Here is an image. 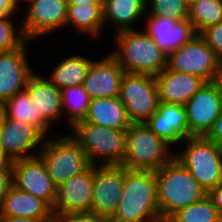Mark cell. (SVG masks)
<instances>
[{
    "instance_id": "cell-35",
    "label": "cell",
    "mask_w": 222,
    "mask_h": 222,
    "mask_svg": "<svg viewBox=\"0 0 222 222\" xmlns=\"http://www.w3.org/2000/svg\"><path fill=\"white\" fill-rule=\"evenodd\" d=\"M205 137L222 149V111Z\"/></svg>"
},
{
    "instance_id": "cell-37",
    "label": "cell",
    "mask_w": 222,
    "mask_h": 222,
    "mask_svg": "<svg viewBox=\"0 0 222 222\" xmlns=\"http://www.w3.org/2000/svg\"><path fill=\"white\" fill-rule=\"evenodd\" d=\"M207 195L211 198L220 216H222V183L211 189Z\"/></svg>"
},
{
    "instance_id": "cell-6",
    "label": "cell",
    "mask_w": 222,
    "mask_h": 222,
    "mask_svg": "<svg viewBox=\"0 0 222 222\" xmlns=\"http://www.w3.org/2000/svg\"><path fill=\"white\" fill-rule=\"evenodd\" d=\"M125 134L128 144L121 166L127 169L157 171L174 157L170 146L144 122H132Z\"/></svg>"
},
{
    "instance_id": "cell-31",
    "label": "cell",
    "mask_w": 222,
    "mask_h": 222,
    "mask_svg": "<svg viewBox=\"0 0 222 222\" xmlns=\"http://www.w3.org/2000/svg\"><path fill=\"white\" fill-rule=\"evenodd\" d=\"M146 13L180 21L188 19V5L185 0H146Z\"/></svg>"
},
{
    "instance_id": "cell-2",
    "label": "cell",
    "mask_w": 222,
    "mask_h": 222,
    "mask_svg": "<svg viewBox=\"0 0 222 222\" xmlns=\"http://www.w3.org/2000/svg\"><path fill=\"white\" fill-rule=\"evenodd\" d=\"M155 174L160 216L170 217L208 194L174 157Z\"/></svg>"
},
{
    "instance_id": "cell-24",
    "label": "cell",
    "mask_w": 222,
    "mask_h": 222,
    "mask_svg": "<svg viewBox=\"0 0 222 222\" xmlns=\"http://www.w3.org/2000/svg\"><path fill=\"white\" fill-rule=\"evenodd\" d=\"M102 11L104 26L111 22L115 33L133 30L146 14V0H104Z\"/></svg>"
},
{
    "instance_id": "cell-27",
    "label": "cell",
    "mask_w": 222,
    "mask_h": 222,
    "mask_svg": "<svg viewBox=\"0 0 222 222\" xmlns=\"http://www.w3.org/2000/svg\"><path fill=\"white\" fill-rule=\"evenodd\" d=\"M93 59L82 55H73L58 62L46 79L59 89L81 86Z\"/></svg>"
},
{
    "instance_id": "cell-33",
    "label": "cell",
    "mask_w": 222,
    "mask_h": 222,
    "mask_svg": "<svg viewBox=\"0 0 222 222\" xmlns=\"http://www.w3.org/2000/svg\"><path fill=\"white\" fill-rule=\"evenodd\" d=\"M199 35L206 41L217 58L222 62V21L206 27Z\"/></svg>"
},
{
    "instance_id": "cell-14",
    "label": "cell",
    "mask_w": 222,
    "mask_h": 222,
    "mask_svg": "<svg viewBox=\"0 0 222 222\" xmlns=\"http://www.w3.org/2000/svg\"><path fill=\"white\" fill-rule=\"evenodd\" d=\"M44 139L32 124L6 118L0 113V145L11 161L38 155L37 150L36 153L30 151L41 148Z\"/></svg>"
},
{
    "instance_id": "cell-22",
    "label": "cell",
    "mask_w": 222,
    "mask_h": 222,
    "mask_svg": "<svg viewBox=\"0 0 222 222\" xmlns=\"http://www.w3.org/2000/svg\"><path fill=\"white\" fill-rule=\"evenodd\" d=\"M25 89L28 91L31 102L52 125L54 121L64 116L62 109V91L51 84L43 76L34 73L28 80Z\"/></svg>"
},
{
    "instance_id": "cell-11",
    "label": "cell",
    "mask_w": 222,
    "mask_h": 222,
    "mask_svg": "<svg viewBox=\"0 0 222 222\" xmlns=\"http://www.w3.org/2000/svg\"><path fill=\"white\" fill-rule=\"evenodd\" d=\"M28 3L27 15L19 23L28 41L65 27L67 0H30Z\"/></svg>"
},
{
    "instance_id": "cell-23",
    "label": "cell",
    "mask_w": 222,
    "mask_h": 222,
    "mask_svg": "<svg viewBox=\"0 0 222 222\" xmlns=\"http://www.w3.org/2000/svg\"><path fill=\"white\" fill-rule=\"evenodd\" d=\"M83 121L121 131L132 124L119 96L90 99L89 111Z\"/></svg>"
},
{
    "instance_id": "cell-42",
    "label": "cell",
    "mask_w": 222,
    "mask_h": 222,
    "mask_svg": "<svg viewBox=\"0 0 222 222\" xmlns=\"http://www.w3.org/2000/svg\"><path fill=\"white\" fill-rule=\"evenodd\" d=\"M214 82L218 86V89L220 91V95L222 98V68H221L220 72L217 74V76L215 77Z\"/></svg>"
},
{
    "instance_id": "cell-40",
    "label": "cell",
    "mask_w": 222,
    "mask_h": 222,
    "mask_svg": "<svg viewBox=\"0 0 222 222\" xmlns=\"http://www.w3.org/2000/svg\"><path fill=\"white\" fill-rule=\"evenodd\" d=\"M0 222H41V221L26 217L0 216Z\"/></svg>"
},
{
    "instance_id": "cell-17",
    "label": "cell",
    "mask_w": 222,
    "mask_h": 222,
    "mask_svg": "<svg viewBox=\"0 0 222 222\" xmlns=\"http://www.w3.org/2000/svg\"><path fill=\"white\" fill-rule=\"evenodd\" d=\"M27 42L20 48L0 52V106L25 89L29 78L36 72L27 58Z\"/></svg>"
},
{
    "instance_id": "cell-41",
    "label": "cell",
    "mask_w": 222,
    "mask_h": 222,
    "mask_svg": "<svg viewBox=\"0 0 222 222\" xmlns=\"http://www.w3.org/2000/svg\"><path fill=\"white\" fill-rule=\"evenodd\" d=\"M104 0H67L68 4H103Z\"/></svg>"
},
{
    "instance_id": "cell-36",
    "label": "cell",
    "mask_w": 222,
    "mask_h": 222,
    "mask_svg": "<svg viewBox=\"0 0 222 222\" xmlns=\"http://www.w3.org/2000/svg\"><path fill=\"white\" fill-rule=\"evenodd\" d=\"M12 185V170H0V208L3 198Z\"/></svg>"
},
{
    "instance_id": "cell-39",
    "label": "cell",
    "mask_w": 222,
    "mask_h": 222,
    "mask_svg": "<svg viewBox=\"0 0 222 222\" xmlns=\"http://www.w3.org/2000/svg\"><path fill=\"white\" fill-rule=\"evenodd\" d=\"M12 161L8 158L0 145V170H12Z\"/></svg>"
},
{
    "instance_id": "cell-9",
    "label": "cell",
    "mask_w": 222,
    "mask_h": 222,
    "mask_svg": "<svg viewBox=\"0 0 222 222\" xmlns=\"http://www.w3.org/2000/svg\"><path fill=\"white\" fill-rule=\"evenodd\" d=\"M119 97L132 122H145L156 112L159 104L155 77L150 74L125 72Z\"/></svg>"
},
{
    "instance_id": "cell-20",
    "label": "cell",
    "mask_w": 222,
    "mask_h": 222,
    "mask_svg": "<svg viewBox=\"0 0 222 222\" xmlns=\"http://www.w3.org/2000/svg\"><path fill=\"white\" fill-rule=\"evenodd\" d=\"M159 102L185 106L191 97L203 86L200 77L180 73L165 67L155 76Z\"/></svg>"
},
{
    "instance_id": "cell-38",
    "label": "cell",
    "mask_w": 222,
    "mask_h": 222,
    "mask_svg": "<svg viewBox=\"0 0 222 222\" xmlns=\"http://www.w3.org/2000/svg\"><path fill=\"white\" fill-rule=\"evenodd\" d=\"M17 7L13 0H0V18L16 14Z\"/></svg>"
},
{
    "instance_id": "cell-5",
    "label": "cell",
    "mask_w": 222,
    "mask_h": 222,
    "mask_svg": "<svg viewBox=\"0 0 222 222\" xmlns=\"http://www.w3.org/2000/svg\"><path fill=\"white\" fill-rule=\"evenodd\" d=\"M182 143L185 148L175 152L174 158L203 189L208 193L222 183V149L205 136H192Z\"/></svg>"
},
{
    "instance_id": "cell-12",
    "label": "cell",
    "mask_w": 222,
    "mask_h": 222,
    "mask_svg": "<svg viewBox=\"0 0 222 222\" xmlns=\"http://www.w3.org/2000/svg\"><path fill=\"white\" fill-rule=\"evenodd\" d=\"M124 179V166H94V186L90 211L111 219L120 202Z\"/></svg>"
},
{
    "instance_id": "cell-18",
    "label": "cell",
    "mask_w": 222,
    "mask_h": 222,
    "mask_svg": "<svg viewBox=\"0 0 222 222\" xmlns=\"http://www.w3.org/2000/svg\"><path fill=\"white\" fill-rule=\"evenodd\" d=\"M124 74L117 60L108 53L102 59L92 60L82 86L90 99L116 97Z\"/></svg>"
},
{
    "instance_id": "cell-16",
    "label": "cell",
    "mask_w": 222,
    "mask_h": 222,
    "mask_svg": "<svg viewBox=\"0 0 222 222\" xmlns=\"http://www.w3.org/2000/svg\"><path fill=\"white\" fill-rule=\"evenodd\" d=\"M167 145L182 144L192 137L188 129L185 106L159 102L156 112L144 122Z\"/></svg>"
},
{
    "instance_id": "cell-30",
    "label": "cell",
    "mask_w": 222,
    "mask_h": 222,
    "mask_svg": "<svg viewBox=\"0 0 222 222\" xmlns=\"http://www.w3.org/2000/svg\"><path fill=\"white\" fill-rule=\"evenodd\" d=\"M219 217L220 214L208 195L187 207L179 209L170 216L173 222H214Z\"/></svg>"
},
{
    "instance_id": "cell-46",
    "label": "cell",
    "mask_w": 222,
    "mask_h": 222,
    "mask_svg": "<svg viewBox=\"0 0 222 222\" xmlns=\"http://www.w3.org/2000/svg\"><path fill=\"white\" fill-rule=\"evenodd\" d=\"M187 5L189 6L190 4L196 2L197 0H185Z\"/></svg>"
},
{
    "instance_id": "cell-34",
    "label": "cell",
    "mask_w": 222,
    "mask_h": 222,
    "mask_svg": "<svg viewBox=\"0 0 222 222\" xmlns=\"http://www.w3.org/2000/svg\"><path fill=\"white\" fill-rule=\"evenodd\" d=\"M63 222H111L110 218L100 216L96 213L74 212L59 217Z\"/></svg>"
},
{
    "instance_id": "cell-43",
    "label": "cell",
    "mask_w": 222,
    "mask_h": 222,
    "mask_svg": "<svg viewBox=\"0 0 222 222\" xmlns=\"http://www.w3.org/2000/svg\"><path fill=\"white\" fill-rule=\"evenodd\" d=\"M148 222H173L170 217L159 216L155 219L149 220Z\"/></svg>"
},
{
    "instance_id": "cell-28",
    "label": "cell",
    "mask_w": 222,
    "mask_h": 222,
    "mask_svg": "<svg viewBox=\"0 0 222 222\" xmlns=\"http://www.w3.org/2000/svg\"><path fill=\"white\" fill-rule=\"evenodd\" d=\"M188 20L199 34L206 27L222 21V0H197L188 6Z\"/></svg>"
},
{
    "instance_id": "cell-4",
    "label": "cell",
    "mask_w": 222,
    "mask_h": 222,
    "mask_svg": "<svg viewBox=\"0 0 222 222\" xmlns=\"http://www.w3.org/2000/svg\"><path fill=\"white\" fill-rule=\"evenodd\" d=\"M70 128L73 130V135L70 136L85 151L92 165H122L128 144L125 131L109 129L83 120Z\"/></svg>"
},
{
    "instance_id": "cell-29",
    "label": "cell",
    "mask_w": 222,
    "mask_h": 222,
    "mask_svg": "<svg viewBox=\"0 0 222 222\" xmlns=\"http://www.w3.org/2000/svg\"><path fill=\"white\" fill-rule=\"evenodd\" d=\"M62 109L69 127L84 120L89 111L90 98L83 86H71L62 90Z\"/></svg>"
},
{
    "instance_id": "cell-3",
    "label": "cell",
    "mask_w": 222,
    "mask_h": 222,
    "mask_svg": "<svg viewBox=\"0 0 222 222\" xmlns=\"http://www.w3.org/2000/svg\"><path fill=\"white\" fill-rule=\"evenodd\" d=\"M114 40L117 47L110 54L126 73L155 76L167 67V56L146 32L137 29L120 31Z\"/></svg>"
},
{
    "instance_id": "cell-26",
    "label": "cell",
    "mask_w": 222,
    "mask_h": 222,
    "mask_svg": "<svg viewBox=\"0 0 222 222\" xmlns=\"http://www.w3.org/2000/svg\"><path fill=\"white\" fill-rule=\"evenodd\" d=\"M103 4H68L66 27L70 25L81 33L98 37L104 30Z\"/></svg>"
},
{
    "instance_id": "cell-32",
    "label": "cell",
    "mask_w": 222,
    "mask_h": 222,
    "mask_svg": "<svg viewBox=\"0 0 222 222\" xmlns=\"http://www.w3.org/2000/svg\"><path fill=\"white\" fill-rule=\"evenodd\" d=\"M13 15L0 18V52H9L22 47L29 42L22 30L21 25L17 28L10 20Z\"/></svg>"
},
{
    "instance_id": "cell-21",
    "label": "cell",
    "mask_w": 222,
    "mask_h": 222,
    "mask_svg": "<svg viewBox=\"0 0 222 222\" xmlns=\"http://www.w3.org/2000/svg\"><path fill=\"white\" fill-rule=\"evenodd\" d=\"M0 216L26 217L47 222L54 215L52 208L42 199L11 185L4 195Z\"/></svg>"
},
{
    "instance_id": "cell-7",
    "label": "cell",
    "mask_w": 222,
    "mask_h": 222,
    "mask_svg": "<svg viewBox=\"0 0 222 222\" xmlns=\"http://www.w3.org/2000/svg\"><path fill=\"white\" fill-rule=\"evenodd\" d=\"M45 139L38 149V155L57 187L91 165L85 151L70 135L61 134Z\"/></svg>"
},
{
    "instance_id": "cell-10",
    "label": "cell",
    "mask_w": 222,
    "mask_h": 222,
    "mask_svg": "<svg viewBox=\"0 0 222 222\" xmlns=\"http://www.w3.org/2000/svg\"><path fill=\"white\" fill-rule=\"evenodd\" d=\"M12 185L45 201L52 209L57 186L39 155L12 161Z\"/></svg>"
},
{
    "instance_id": "cell-44",
    "label": "cell",
    "mask_w": 222,
    "mask_h": 222,
    "mask_svg": "<svg viewBox=\"0 0 222 222\" xmlns=\"http://www.w3.org/2000/svg\"><path fill=\"white\" fill-rule=\"evenodd\" d=\"M21 1H23V2H29L30 0H13V2H14V4L17 6V7H19L18 5L20 4V3H22Z\"/></svg>"
},
{
    "instance_id": "cell-1",
    "label": "cell",
    "mask_w": 222,
    "mask_h": 222,
    "mask_svg": "<svg viewBox=\"0 0 222 222\" xmlns=\"http://www.w3.org/2000/svg\"><path fill=\"white\" fill-rule=\"evenodd\" d=\"M159 216L155 171L125 168L122 195L111 222H148Z\"/></svg>"
},
{
    "instance_id": "cell-19",
    "label": "cell",
    "mask_w": 222,
    "mask_h": 222,
    "mask_svg": "<svg viewBox=\"0 0 222 222\" xmlns=\"http://www.w3.org/2000/svg\"><path fill=\"white\" fill-rule=\"evenodd\" d=\"M147 17V18H146ZM145 32L168 57L173 51L189 42L197 33L188 19L176 20L145 14Z\"/></svg>"
},
{
    "instance_id": "cell-8",
    "label": "cell",
    "mask_w": 222,
    "mask_h": 222,
    "mask_svg": "<svg viewBox=\"0 0 222 222\" xmlns=\"http://www.w3.org/2000/svg\"><path fill=\"white\" fill-rule=\"evenodd\" d=\"M167 68L200 77L205 82H212L220 72L222 62L206 41L196 34L167 57Z\"/></svg>"
},
{
    "instance_id": "cell-47",
    "label": "cell",
    "mask_w": 222,
    "mask_h": 222,
    "mask_svg": "<svg viewBox=\"0 0 222 222\" xmlns=\"http://www.w3.org/2000/svg\"><path fill=\"white\" fill-rule=\"evenodd\" d=\"M214 222H222V216H220L216 221Z\"/></svg>"
},
{
    "instance_id": "cell-13",
    "label": "cell",
    "mask_w": 222,
    "mask_h": 222,
    "mask_svg": "<svg viewBox=\"0 0 222 222\" xmlns=\"http://www.w3.org/2000/svg\"><path fill=\"white\" fill-rule=\"evenodd\" d=\"M192 136H205L222 111V98L214 81L205 82L185 105Z\"/></svg>"
},
{
    "instance_id": "cell-45",
    "label": "cell",
    "mask_w": 222,
    "mask_h": 222,
    "mask_svg": "<svg viewBox=\"0 0 222 222\" xmlns=\"http://www.w3.org/2000/svg\"><path fill=\"white\" fill-rule=\"evenodd\" d=\"M47 222H63V221L60 218L53 217L51 220H49Z\"/></svg>"
},
{
    "instance_id": "cell-25",
    "label": "cell",
    "mask_w": 222,
    "mask_h": 222,
    "mask_svg": "<svg viewBox=\"0 0 222 222\" xmlns=\"http://www.w3.org/2000/svg\"><path fill=\"white\" fill-rule=\"evenodd\" d=\"M0 113L9 119L30 123L35 126L45 137L53 125L42 115L31 102L26 89L19 91L0 106Z\"/></svg>"
},
{
    "instance_id": "cell-15",
    "label": "cell",
    "mask_w": 222,
    "mask_h": 222,
    "mask_svg": "<svg viewBox=\"0 0 222 222\" xmlns=\"http://www.w3.org/2000/svg\"><path fill=\"white\" fill-rule=\"evenodd\" d=\"M94 186V165L74 175L57 187L56 200L53 206L54 217L74 213L88 212L91 209Z\"/></svg>"
}]
</instances>
